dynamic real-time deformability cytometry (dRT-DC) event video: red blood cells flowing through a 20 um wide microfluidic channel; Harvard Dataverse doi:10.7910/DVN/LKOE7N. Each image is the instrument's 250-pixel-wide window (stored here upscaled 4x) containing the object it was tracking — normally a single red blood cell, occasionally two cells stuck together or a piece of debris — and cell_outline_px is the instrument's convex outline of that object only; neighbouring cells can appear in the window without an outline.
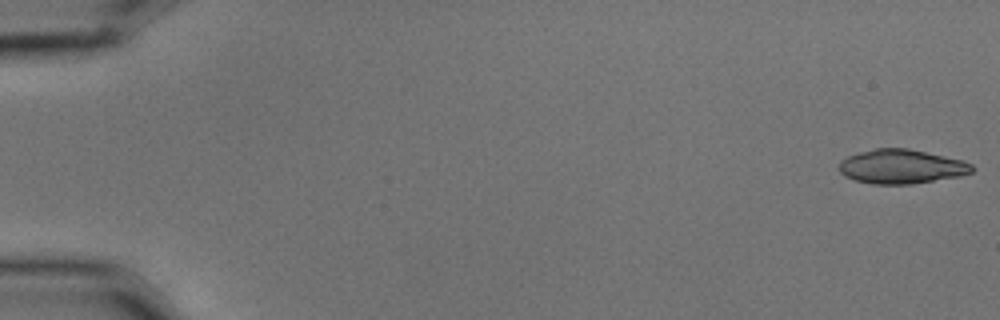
{"species": "common noctule bat (a hibernating species)", "species_latin": "Nyctalus noctula", "temperature_condition": "cold", "stored_images_in_passage": 3, "camera_frame_rate_fps": 3000, "um_per_image_px": 0.085, "animal": {"sex": "male", "body_mass_g": 15.6}, "frame": {"image": 1, "passage_image": 1, "time_ms": 0.0, "image_size_px": [1000, 320], "cell_outline_px": [[976, 168], [972, 172], [960, 176], [912, 184], [872, 184], [856, 180], [844, 176], [840, 172], [840, 160], [848, 156], [860, 152], [876, 148], [908, 148], [964, 160], [972, 164]], "centroid_in_image_um": [76.65, 14.16], "position_along_channel_um": 8.3, "area_um2": 26.59}}